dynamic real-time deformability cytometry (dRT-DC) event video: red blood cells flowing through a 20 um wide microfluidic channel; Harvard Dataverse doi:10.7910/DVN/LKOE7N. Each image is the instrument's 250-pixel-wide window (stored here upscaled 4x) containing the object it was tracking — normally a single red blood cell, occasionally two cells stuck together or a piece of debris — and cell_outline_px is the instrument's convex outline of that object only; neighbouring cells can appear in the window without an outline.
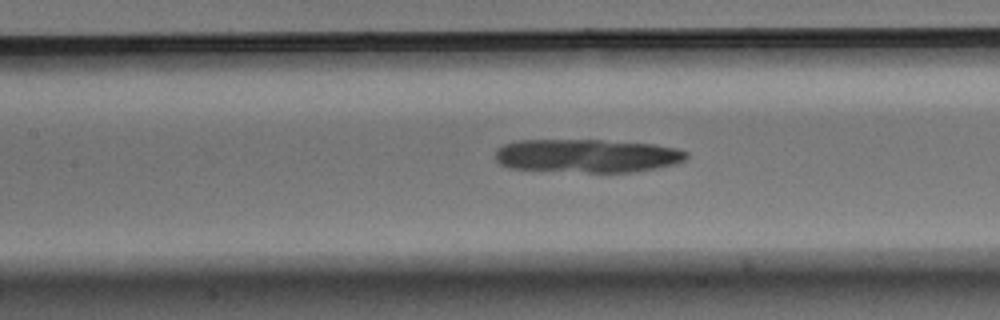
{"species": "Egyptian fruit bat (a non-hibernating species)", "species_latin": "Rousettus aegyptiacus", "temperature_condition": "warm", "stored_images_in_passage": 41, "camera_frame_rate_fps": 3000, "um_per_image_px": 0.085, "animal": {"sex": "male"}, "frame": {"image": 1, "passage_image": 12, "time_ms": 3.667, "image_size_px": [1000, 320], "cell_outline_px": [[688, 156], [684, 160], [676, 164], [656, 168], [632, 172], [588, 172], [508, 168], [500, 164], [496, 160], [496, 148], [504, 144], [516, 140], [604, 140], [656, 144], [676, 148], [688, 152]], "centroid_in_image_um": [49.91, 13.23], "position_along_channel_um": 157.5, "area_um2": 37.4}}
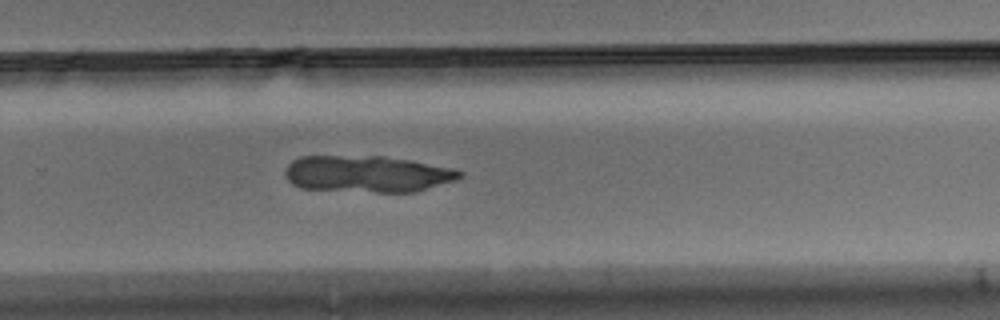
{"frame": {"image": 2, "passage_image": 24, "time_ms": 7.667, "image_size_px": [1000, 320], "cell_outline_px": [[464, 172], [456, 180], [416, 192], [376, 192], [300, 188], [292, 184], [288, 180], [284, 172], [288, 164], [292, 160], [300, 156], [384, 156], [456, 168]], "centroid_in_image_um": [31.22, 14.78], "position_along_channel_um": 298.6, "area_um2": 37.4}}
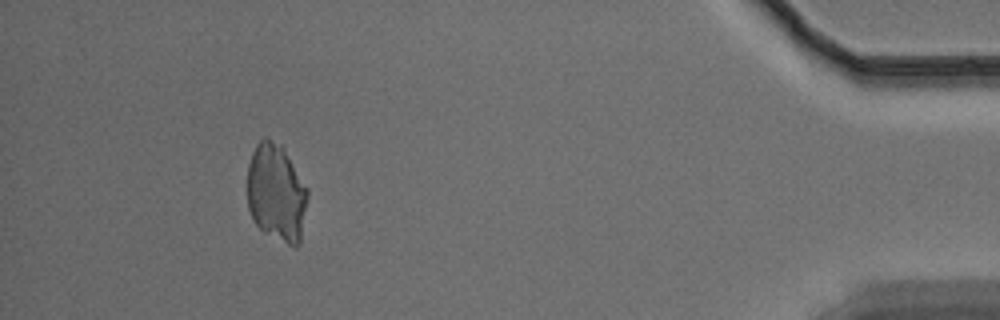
{"frame": {"image": 3, "passage_image": 39, "time_ms": 12.667, "image_size_px": [1000, 320], "cell_outline_px": [[308, 196], [300, 244], [296, 248], [292, 248], [264, 232], [256, 224], [248, 208], [248, 164], [252, 152], [256, 144], [264, 136], [280, 144], [284, 148], [308, 188]], "centroid_in_image_um": [23.51, 16.4], "position_along_channel_um": 411.7, "area_um2": 34.74}}